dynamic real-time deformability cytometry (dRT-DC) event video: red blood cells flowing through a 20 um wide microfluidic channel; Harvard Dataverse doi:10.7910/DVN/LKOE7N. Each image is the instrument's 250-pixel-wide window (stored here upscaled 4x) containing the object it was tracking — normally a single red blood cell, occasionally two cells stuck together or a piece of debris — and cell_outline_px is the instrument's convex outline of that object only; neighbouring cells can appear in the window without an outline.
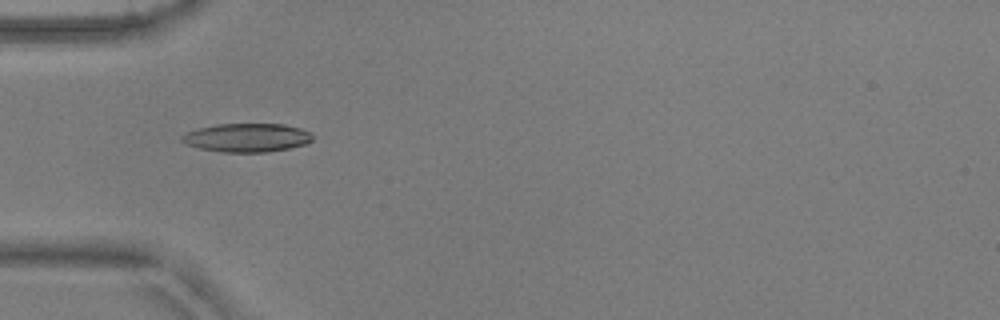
{"species": "common noctule bat (a hibernating species)", "species_latin": "Nyctalus noctula", "temperature_condition": "warm", "stored_images_in_passage": 37, "camera_frame_rate_fps": 3000, "um_per_image_px": 0.085, "animal": {"sex": "male", "body_mass_g": 17.9, "forearm_length_mm": 54.2}, "frame": {"image": 1, "passage_image": 1, "time_ms": 0.0, "image_size_px": [1000, 320], "cell_outline_px": [[312, 140], [304, 144], [288, 148], [268, 152], [224, 152], [200, 148], [188, 144], [180, 140], [180, 136], [188, 132], [200, 128], [216, 124], [284, 124], [300, 128], [312, 132]], "centroid_in_image_um": [21.01, 11.69], "position_along_channel_um": 64.0, "area_um2": 21.62}}
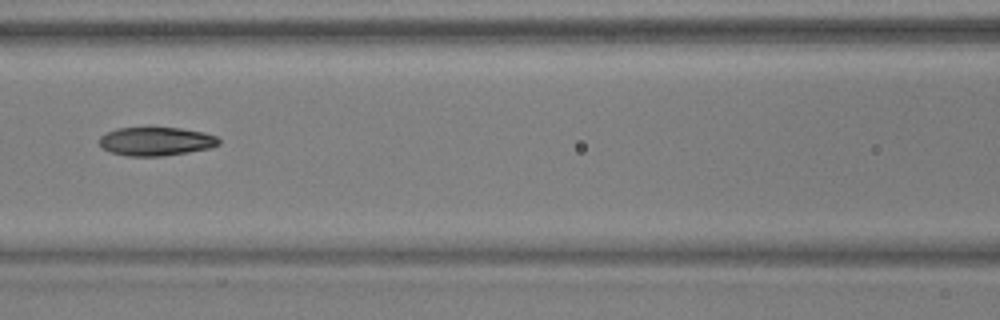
{"frame": {"image": 2, "passage_image": 8, "time_ms": 2.333, "image_size_px": [1000, 320], "cell_outline_px": [[220, 144], [208, 148], [188, 152], [164, 156], [128, 156], [112, 152], [104, 148], [100, 144], [100, 136], [104, 132], [116, 128], [148, 124], [180, 128], [204, 132], [216, 136], [220, 140]], "centroid_in_image_um": [13.23, 11.95], "position_along_channel_um": 153.4, "area_um2": 20.75}}
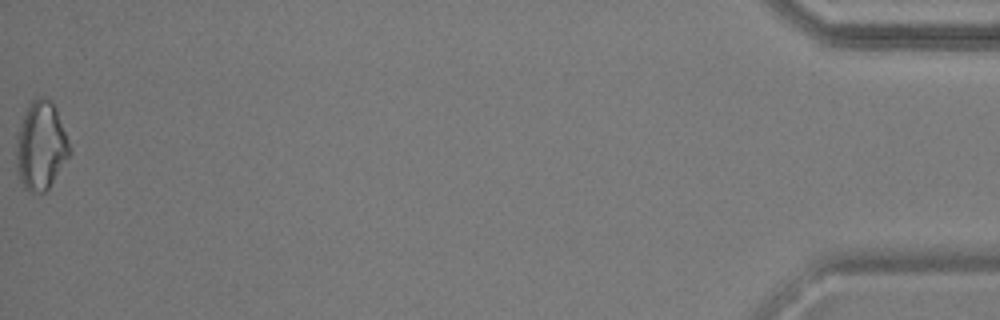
{"frame": {"image": 3, "passage_image": 37, "time_ms": 12.0, "image_size_px": [1000, 320], "cell_outline_px": [[72, 152], [48, 188], [44, 192], [28, 192], [24, 188], [20, 180], [16, 168], [16, 132], [28, 104], [32, 100], [40, 96], [44, 96], [52, 100], [56, 108], [72, 148]], "centroid_in_image_um": [3.47, 12.36], "position_along_channel_um": 431.7, "area_um2": 27.92}, "authors_computed_cell_mechanics": {"area_um2": 21.6172, "velocity_mm_per_s": 3.8491, "shape_relaxation_time_tau1_ms": 4.0457, "shape_relaxation_time_tau2_ms": null, "deformation_change_tau1": 0.098, "deformation_change_tau2": null}}